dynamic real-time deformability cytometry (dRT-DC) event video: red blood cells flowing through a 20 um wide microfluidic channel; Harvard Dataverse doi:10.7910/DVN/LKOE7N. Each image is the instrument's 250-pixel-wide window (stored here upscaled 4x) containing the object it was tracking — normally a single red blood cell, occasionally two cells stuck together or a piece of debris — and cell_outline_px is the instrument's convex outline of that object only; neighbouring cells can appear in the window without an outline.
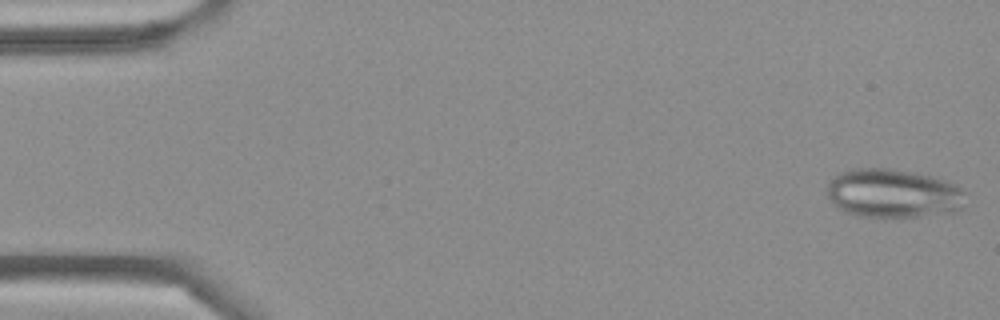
{"species": "Egyptian fruit bat (a non-hibernating species)", "species_latin": "Rousettus aegyptiacus", "temperature_condition": "cold", "stored_images_in_passage": 3, "camera_frame_rate_fps": 3000, "um_per_image_px": 0.085, "frame": {"image": 1, "passage_image": 1, "time_ms": 0.0, "image_size_px": [1000, 320], "cell_outline_px": [[964, 208], [952, 212], [920, 216], [860, 216], [844, 212], [828, 196], [828, 184], [840, 172], [852, 168], [892, 168], [912, 172], [948, 180], [956, 184], [964, 192]], "centroid_in_image_um": [75.96, 16.42], "position_along_channel_um": 9.0, "area_um2": 39.19}}